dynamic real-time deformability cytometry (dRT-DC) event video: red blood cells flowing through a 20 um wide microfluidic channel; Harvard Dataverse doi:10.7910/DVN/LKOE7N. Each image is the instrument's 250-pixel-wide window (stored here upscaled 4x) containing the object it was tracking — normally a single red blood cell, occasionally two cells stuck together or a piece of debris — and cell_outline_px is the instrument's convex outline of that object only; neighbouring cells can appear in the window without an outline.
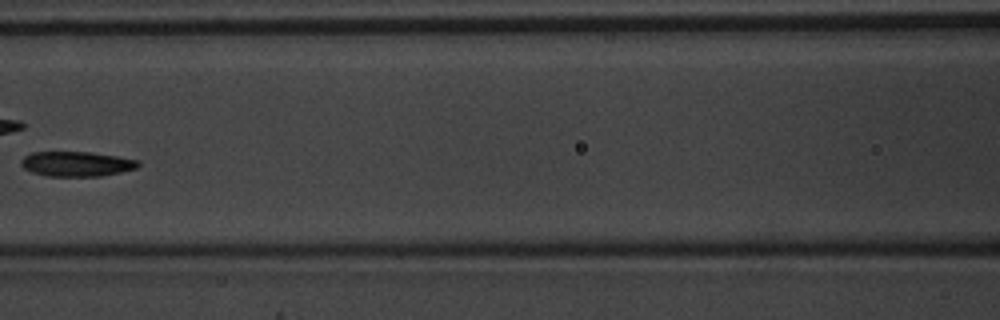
{"species": "common noctule bat (a hibernating species)", "species_latin": "Nyctalus noctula", "temperature_condition": "warm", "stored_images_in_passage": 7, "camera_frame_rate_fps": 3000, "um_per_image_px": 0.085, "animal": {"sex": "male", "body_mass_g": 20.1, "forearm_length_mm": 53.5}, "frame": {"image": 1, "passage_image": 7, "time_ms": 2.0, "image_size_px": [1000, 320], "cell_outline_px": [[140, 164], [136, 168], [120, 172], [100, 176], [48, 176], [32, 172], [24, 168], [20, 164], [20, 160], [24, 156], [32, 152], [92, 152], [140, 160]], "centroid_in_image_um": [6.5, 13.92], "position_along_channel_um": 160.1, "area_um2": 16.99}}